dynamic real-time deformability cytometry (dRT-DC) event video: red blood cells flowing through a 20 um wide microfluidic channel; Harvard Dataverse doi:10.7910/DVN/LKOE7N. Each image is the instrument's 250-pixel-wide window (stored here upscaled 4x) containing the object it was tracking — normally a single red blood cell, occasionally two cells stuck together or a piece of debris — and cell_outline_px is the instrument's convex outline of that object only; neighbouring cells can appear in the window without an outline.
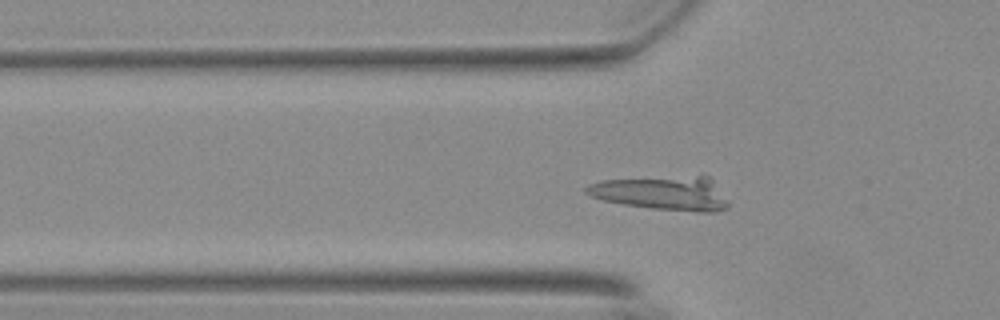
{"species": "Egyptian fruit bat (a non-hibernating species)", "species_latin": "Rousettus aegyptiacus", "temperature_condition": "warm", "stored_images_in_passage": 44, "camera_frame_rate_fps": 3000, "um_per_image_px": 0.085, "animal": {"sex": "female"}, "frame": {"image": 1, "passage_image": 15, "time_ms": 4.667, "image_size_px": [1000, 320], "cell_outline_px": [[728, 208], [716, 212], [696, 212], [652, 208], [624, 204], [600, 200], [584, 192], [584, 188], [588, 184], [604, 180], [696, 176], [708, 176], [712, 180], [728, 204]], "centroid_in_image_um": [56.28, 16.43], "position_along_channel_um": 69.5, "area_um2": 27.63}}
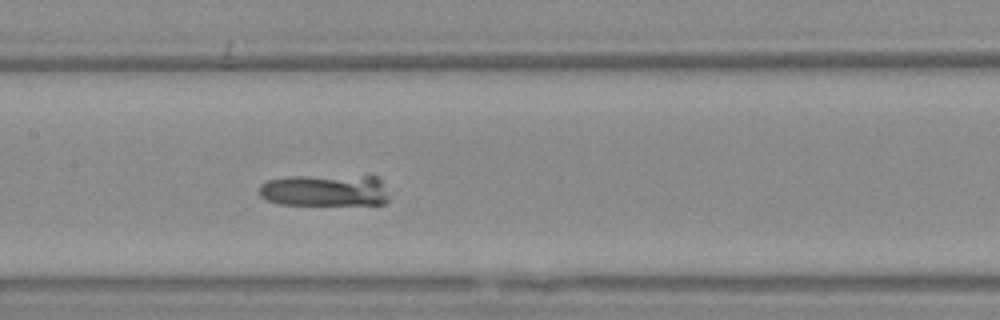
{"frame": {"image": 2, "passage_image": 24, "time_ms": 7.667, "image_size_px": [1000, 320], "cell_outline_px": [[388, 204], [280, 204], [268, 200], [260, 196], [260, 184], [268, 180], [288, 176], [376, 176], [380, 180], [388, 196]], "centroid_in_image_um": [27.61, 16.18], "position_along_channel_um": 179.8, "area_um2": 23.99}}
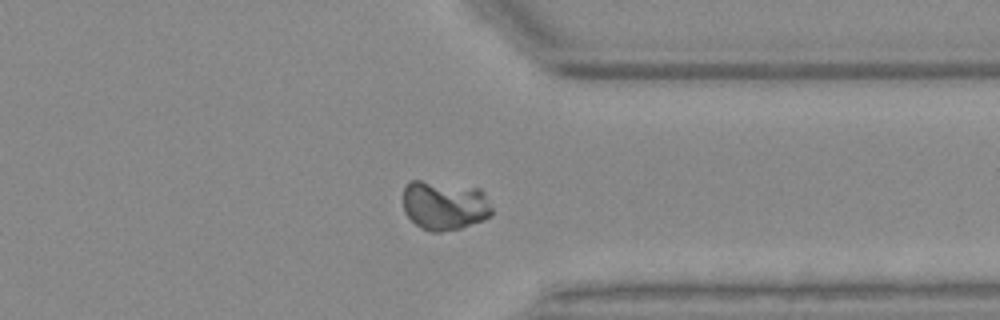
{"frame": {"image": 3, "passage_image": 40, "time_ms": 13.0, "image_size_px": [1000, 320], "cell_outline_px": [[492, 216], [484, 220], [460, 228], [440, 232], [432, 232], [420, 228], [408, 216], [404, 208], [404, 188], [408, 180], [420, 180], [480, 188], [484, 192], [492, 208]], "centroid_in_image_um": [37.8, 17.46], "position_along_channel_um": 373.6, "area_um2": 25.66}}